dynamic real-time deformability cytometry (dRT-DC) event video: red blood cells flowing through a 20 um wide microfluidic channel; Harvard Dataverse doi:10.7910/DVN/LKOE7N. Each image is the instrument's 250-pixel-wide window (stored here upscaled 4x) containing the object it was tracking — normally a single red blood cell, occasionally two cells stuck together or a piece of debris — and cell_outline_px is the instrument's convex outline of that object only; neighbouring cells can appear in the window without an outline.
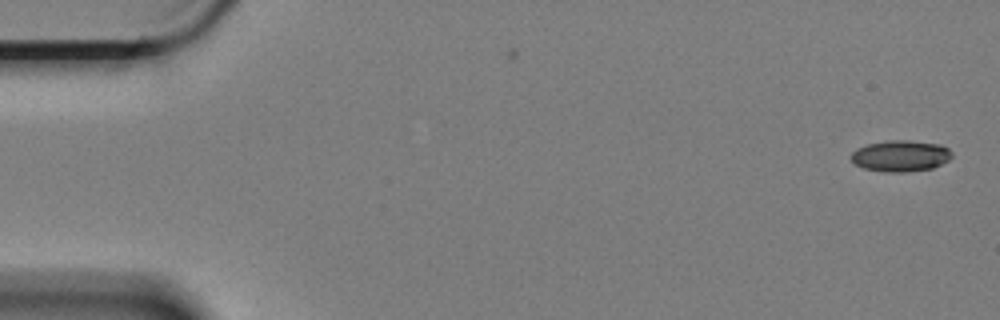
{"species": "Egyptian fruit bat (a non-hibernating species)", "species_latin": "Rousettus aegyptiacus", "temperature_condition": "cold", "stored_images_in_passage": 6, "camera_frame_rate_fps": 3000, "um_per_image_px": 0.085, "animal": {"sex": "female"}, "frame": {"image": 1, "passage_image": 1, "time_ms": 0.0, "image_size_px": [1000, 320], "cell_outline_px": [[952, 156], [948, 160], [932, 168], [908, 172], [884, 172], [864, 168], [856, 164], [848, 156], [856, 148], [868, 144], [888, 140], [908, 140], [940, 144], [948, 148], [952, 152]], "centroid_in_image_um": [76.53, 13.25], "position_along_channel_um": 8.5, "area_um2": 18.44}}
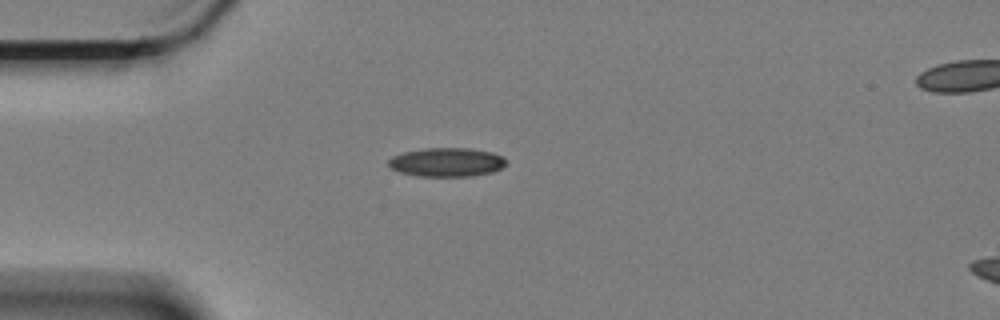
{"frame": {"image": 2, "passage_image": 5, "time_ms": 1.333, "image_size_px": [1000, 320], "cell_outline_px": [[508, 160], [500, 168], [492, 172], [472, 176], [416, 176], [400, 172], [392, 168], [388, 164], [388, 160], [392, 156], [404, 152], [424, 148], [468, 148], [492, 152]], "centroid_in_image_um": [37.95, 13.78], "position_along_channel_um": 47.0, "area_um2": 19.71}}